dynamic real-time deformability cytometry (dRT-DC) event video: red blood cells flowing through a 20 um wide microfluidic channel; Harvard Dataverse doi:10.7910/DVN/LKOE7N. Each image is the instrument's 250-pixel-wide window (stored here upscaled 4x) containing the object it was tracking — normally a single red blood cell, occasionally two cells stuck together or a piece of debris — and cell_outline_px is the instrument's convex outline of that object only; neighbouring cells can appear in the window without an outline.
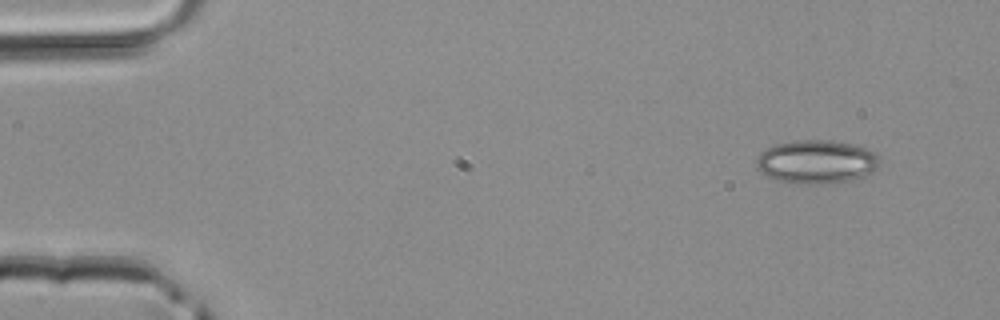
{"species": "common noctule bat (a hibernating species)", "species_latin": "Nyctalus noctula", "temperature_condition": "room temperature", "stored_images_in_passage": 28, "camera_frame_rate_fps": 3000, "um_per_image_px": 0.085, "animal": {"sex": "male", "body_mass_g": 20.4}, "frame": {"image": 1, "passage_image": 1, "time_ms": 0.0, "image_size_px": [1000, 320], "cell_outline_px": [[880, 164], [872, 172], [864, 176], [852, 180], [820, 184], [800, 184], [780, 180], [768, 176], [756, 168], [756, 156], [760, 152], [776, 144], [800, 140], [832, 140], [852, 144], [864, 148], [872, 152], [880, 160]], "centroid_in_image_um": [69.39, 13.75], "position_along_channel_um": 15.6, "area_um2": 31.1}}
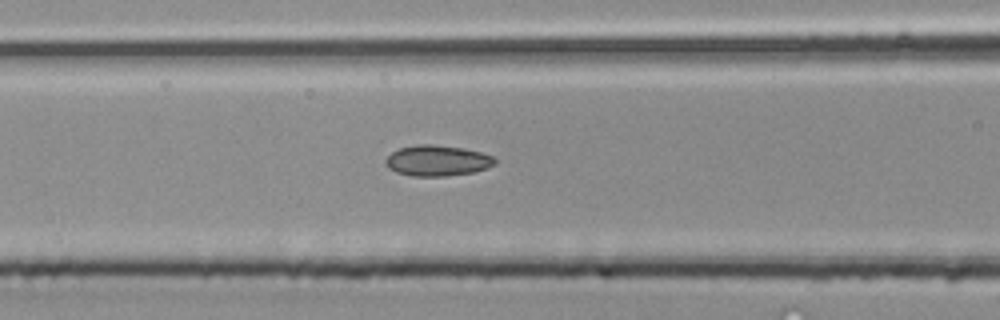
{"frame": {"image": 2, "passage_image": 16, "time_ms": 5.0, "image_size_px": [1000, 320], "cell_outline_px": [[496, 164], [488, 168], [472, 172], [448, 176], [412, 176], [396, 172], [388, 168], [384, 164], [384, 160], [392, 152], [400, 148], [416, 144], [432, 144], [464, 148], [480, 152], [492, 156], [496, 160]], "centroid_in_image_um": [37.16, 13.65], "position_along_channel_um": 129.4, "area_um2": 19.71}}
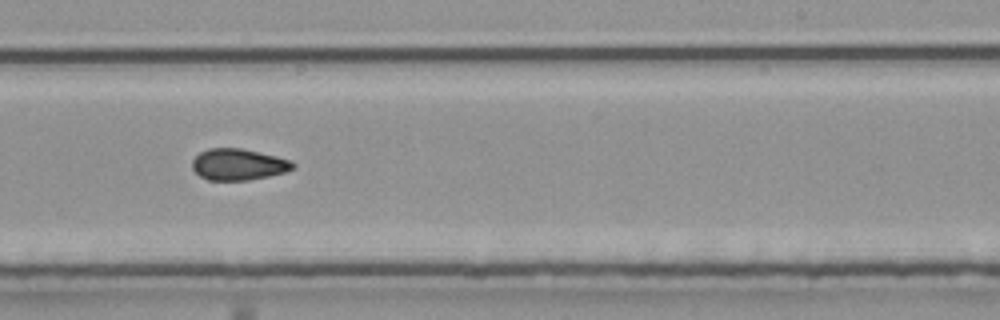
{"frame": {"image": 3, "passage_image": 25, "time_ms": 8.0, "image_size_px": [1000, 320], "cell_outline_px": [[296, 168], [284, 172], [268, 176], [248, 180], [208, 180], [200, 176], [192, 168], [192, 160], [200, 152], [208, 148], [240, 148], [276, 156], [288, 160], [296, 164]], "centroid_in_image_um": [20.25, 13.98], "position_along_channel_um": 268.8, "area_um2": 18.32}}